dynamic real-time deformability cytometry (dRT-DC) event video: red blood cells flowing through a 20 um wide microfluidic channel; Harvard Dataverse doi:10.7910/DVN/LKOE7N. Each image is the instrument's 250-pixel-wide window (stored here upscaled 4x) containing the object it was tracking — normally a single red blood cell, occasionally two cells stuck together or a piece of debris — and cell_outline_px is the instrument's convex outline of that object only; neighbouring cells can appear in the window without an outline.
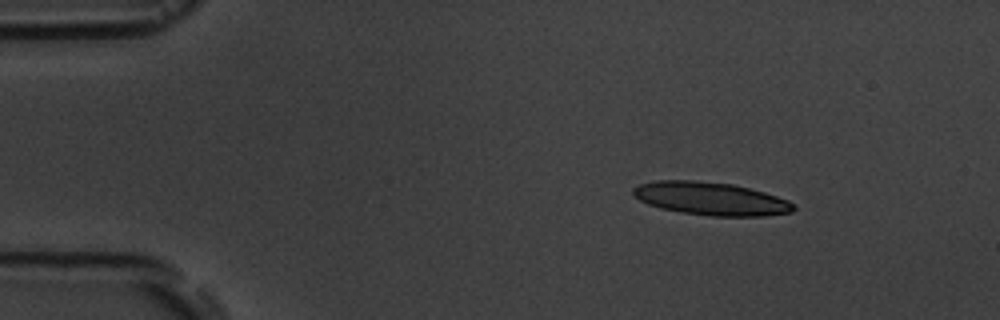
{"species": "common noctule bat (a hibernating species)", "species_latin": "Nyctalus noctula", "temperature_condition": "room temperature", "stored_images_in_passage": 4, "camera_frame_rate_fps": 3000, "um_per_image_px": 0.085, "animal": {"sex": "male", "body_mass_g": 19.5, "forearm_length_mm": 54.6}, "frame": {"image": 1, "passage_image": 2, "time_ms": 1.0, "image_size_px": [1000, 320], "cell_outline_px": [[796, 208], [792, 212], [764, 216], [708, 216], [680, 212], [660, 208], [648, 204], [632, 196], [632, 188], [640, 184], [656, 180], [692, 180], [732, 184], [764, 192], [788, 200]], "centroid_in_image_um": [60.38, 16.89], "position_along_channel_um": 24.6, "area_um2": 30.92}}